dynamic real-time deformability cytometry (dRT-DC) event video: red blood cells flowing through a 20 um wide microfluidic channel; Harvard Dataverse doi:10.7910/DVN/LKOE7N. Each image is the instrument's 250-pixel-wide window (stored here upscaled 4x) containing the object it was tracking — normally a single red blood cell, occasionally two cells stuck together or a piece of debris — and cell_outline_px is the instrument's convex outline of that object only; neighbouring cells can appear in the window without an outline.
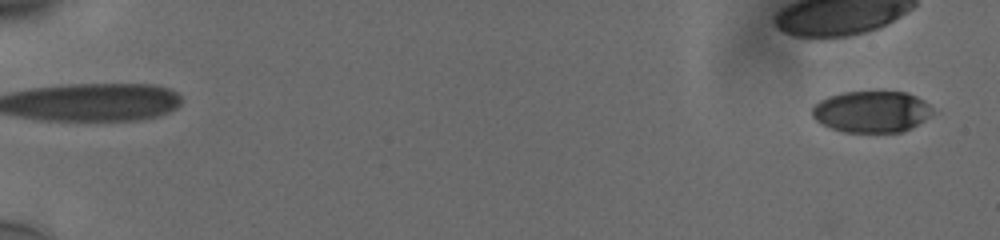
{"species": "human", "species_latin": "Homo sapiens", "temperature_condition": "cold", "stored_images_in_passage": 56, "camera_frame_rate_fps": 3000, "um_per_image_px": 0.085, "donor": {"sex": "male"}, "frame": {"image": 1, "passage_image": 2, "time_ms": 0.333, "image_size_px": [1000, 240], "cell_outline_px": [[932, 112], [924, 120], [900, 132], [844, 132], [820, 124], [812, 116], [812, 108], [820, 100], [828, 96], [844, 92], [904, 92], [916, 96], [924, 100], [932, 108]], "centroid_in_image_um": [74.04, 9.49], "position_along_channel_um": 11.0, "area_um2": 28.84}}